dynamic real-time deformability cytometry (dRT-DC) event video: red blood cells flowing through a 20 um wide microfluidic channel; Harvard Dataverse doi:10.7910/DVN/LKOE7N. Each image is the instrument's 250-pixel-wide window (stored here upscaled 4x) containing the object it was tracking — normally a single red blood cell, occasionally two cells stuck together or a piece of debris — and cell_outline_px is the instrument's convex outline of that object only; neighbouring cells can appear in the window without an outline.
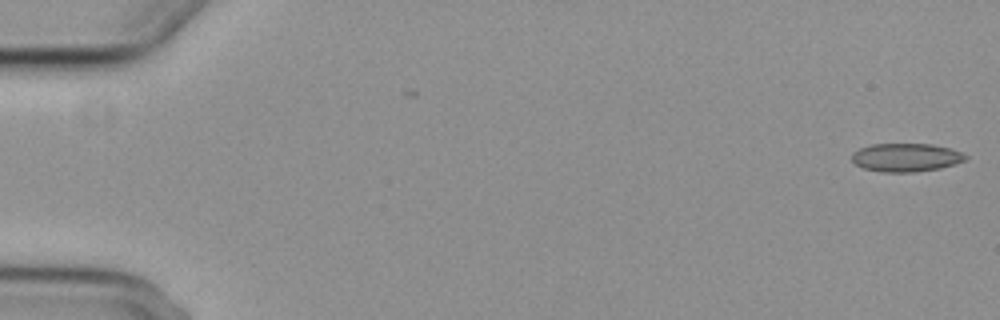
{"species": "common noctule bat (a hibernating species)", "species_latin": "Nyctalus noctula", "temperature_condition": "cold", "stored_images_in_passage": 5, "camera_frame_rate_fps": 3000, "um_per_image_px": 0.085, "animal": {"sex": "female", "body_mass_g": 29.2, "forearm_length_mm": 56.3}, "frame": {"image": 1, "passage_image": 1, "time_ms": 0.0, "image_size_px": [1000, 320], "cell_outline_px": [[968, 160], [956, 164], [940, 168], [916, 172], [880, 172], [864, 168], [856, 164], [852, 160], [852, 152], [860, 148], [872, 144], [932, 144], [948, 148], [960, 152], [968, 156]], "centroid_in_image_um": [77.02, 13.39], "position_along_channel_um": 8.0, "area_um2": 18.84}}